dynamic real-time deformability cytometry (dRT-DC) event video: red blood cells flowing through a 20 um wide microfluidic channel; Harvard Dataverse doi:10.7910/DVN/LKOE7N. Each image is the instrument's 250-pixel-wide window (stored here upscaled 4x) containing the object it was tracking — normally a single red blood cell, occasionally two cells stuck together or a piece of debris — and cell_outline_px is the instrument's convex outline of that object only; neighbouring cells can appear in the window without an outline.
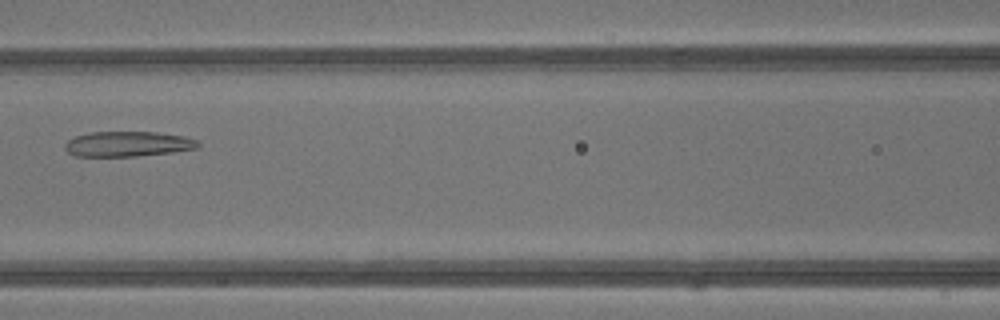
{"species": "common noctule bat (a hibernating species)", "species_latin": "Nyctalus noctula", "temperature_condition": "warm", "stored_images_in_passage": 39, "camera_frame_rate_fps": 3000, "um_per_image_px": 0.085, "animal": {"sex": "male", "body_mass_g": 13.3}, "frame": {"image": 1, "passage_image": 16, "time_ms": 5.0, "image_size_px": [1000, 320], "cell_outline_px": [[200, 148], [172, 152], [136, 156], [76, 156], [68, 152], [64, 148], [64, 144], [68, 140], [76, 136], [92, 132], [156, 132], [184, 136], [196, 140], [200, 144]], "centroid_in_image_um": [10.88, 12.24], "position_along_channel_um": 155.7, "area_um2": 19.48}}
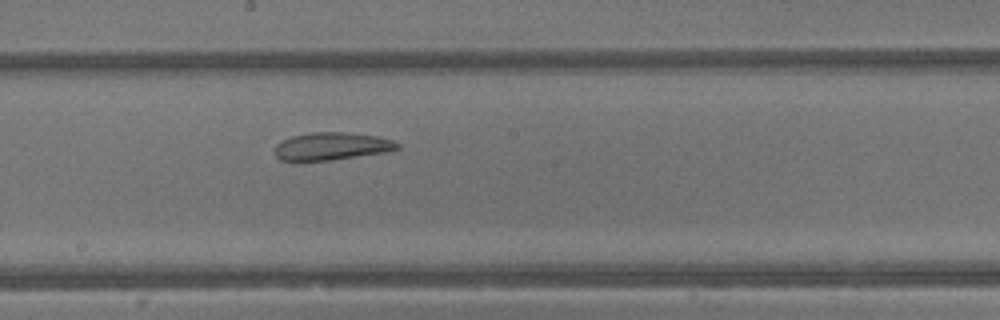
{"frame": {"image": 2, "passage_image": 20, "time_ms": 6.333, "image_size_px": [1000, 320], "cell_outline_px": [[400, 148], [384, 152], [328, 160], [280, 160], [276, 156], [276, 144], [292, 136], [312, 132], [344, 132], [380, 136], [392, 140], [400, 144]], "centroid_in_image_um": [28.22, 12.41], "position_along_channel_um": 220.0, "area_um2": 19.42}}
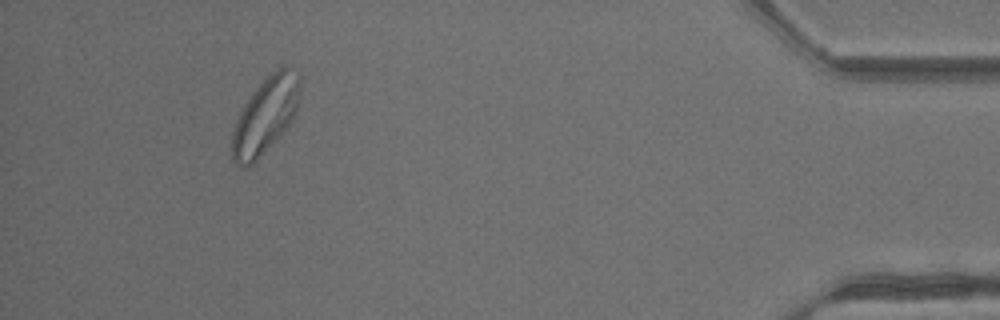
{"frame": {"image": 3, "passage_image": 36, "time_ms": 11.667, "image_size_px": [1000, 320], "cell_outline_px": [[300, 92], [296, 108], [292, 120], [256, 160], [248, 168], [240, 168], [232, 160], [232, 132], [236, 120], [244, 104], [252, 92], [276, 68], [284, 64], [300, 76]], "centroid_in_image_um": [22.53, 9.81], "position_along_channel_um": 412.7, "area_um2": 29.71}, "authors_computed_cell_mechanics": {"area_um2": 26.01, "velocity_mm_per_s": 4.8344, "shape_relaxation_time_tau1_ms": null, "shape_relaxation_time_tau2_ms": 2.2899, "deformation_change_tau1": null, "deformation_change_tau2": 0.0917}}